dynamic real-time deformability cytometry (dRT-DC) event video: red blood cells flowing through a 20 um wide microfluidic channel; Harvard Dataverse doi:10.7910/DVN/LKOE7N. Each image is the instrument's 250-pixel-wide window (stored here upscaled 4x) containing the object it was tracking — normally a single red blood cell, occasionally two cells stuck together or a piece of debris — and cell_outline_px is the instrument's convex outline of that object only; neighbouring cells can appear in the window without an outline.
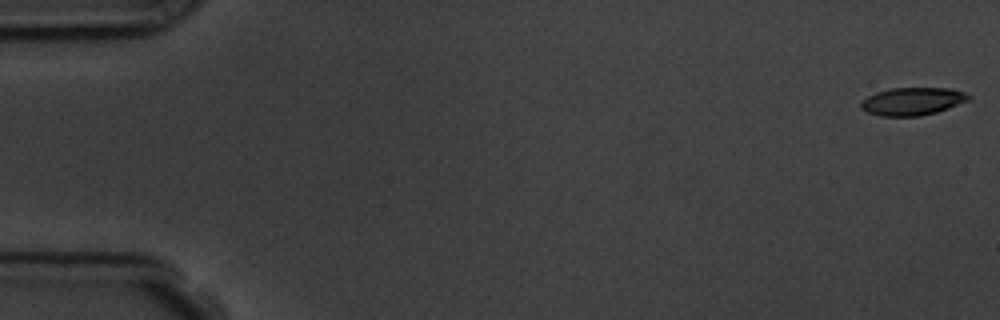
{"species": "common noctule bat (a hibernating species)", "species_latin": "Nyctalus noctula", "temperature_condition": "room temperature", "stored_images_in_passage": 57, "camera_frame_rate_fps": 3000, "um_per_image_px": 0.085, "animal": {"sex": "male", "body_mass_g": 19.5, "forearm_length_mm": 54.6}, "frame": {"image": 1, "passage_image": 1, "time_ms": 0.0, "image_size_px": [1000, 320], "cell_outline_px": [[972, 96], [968, 100], [948, 108], [936, 112], [920, 116], [880, 116], [868, 112], [860, 108], [860, 100], [876, 92], [892, 88], [952, 88], [964, 92]], "centroid_in_image_um": [77.54, 8.61], "position_along_channel_um": 7.5, "area_um2": 17.46}}
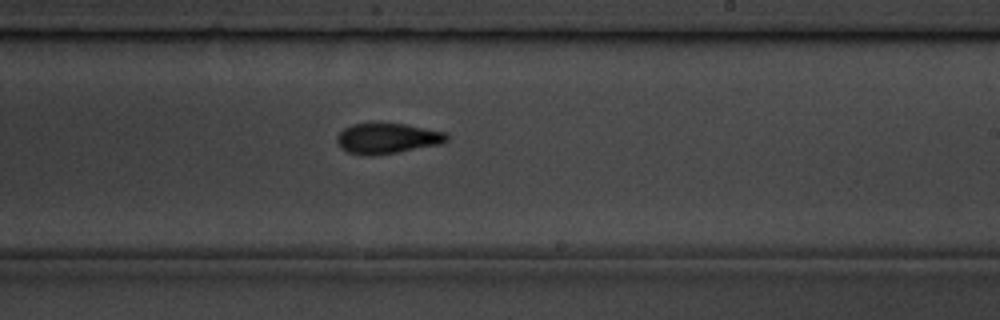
{"frame": {"image": 2, "passage_image": 34, "time_ms": 11.0, "image_size_px": [1000, 320], "cell_outline_px": [[448, 140], [440, 144], [396, 152], [372, 156], [364, 156], [348, 152], [340, 148], [336, 140], [336, 136], [344, 128], [352, 124], [372, 120], [380, 120], [404, 124], [448, 132]], "centroid_in_image_um": [32.87, 11.71], "position_along_channel_um": 256.1, "area_um2": 20.29}}
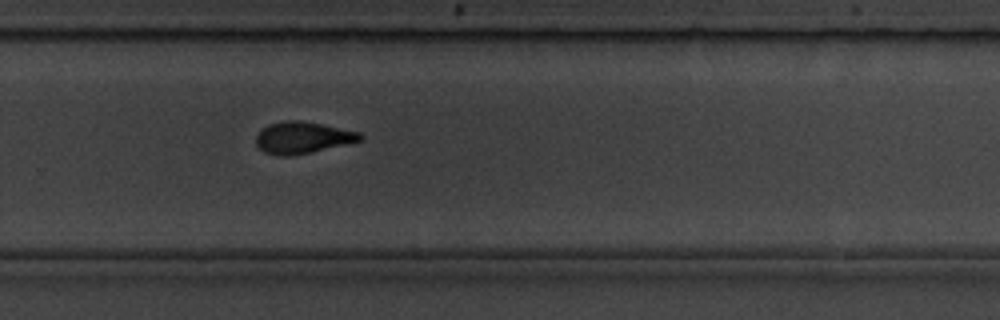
{"frame": {"image": 3, "passage_image": 38, "time_ms": 12.333, "image_size_px": [1000, 320], "cell_outline_px": [[364, 136], [360, 140], [352, 144], [312, 152], [288, 156], [276, 156], [264, 152], [256, 144], [256, 136], [260, 128], [268, 124], [288, 120], [300, 120], [360, 132]], "centroid_in_image_um": [25.72, 11.71], "position_along_channel_um": 304.1, "area_um2": 19.48}, "authors_computed_cell_mechanics": {"area_um2": 19.363, "velocity_mm_per_s": 3.6178, "shape_relaxation_time_tau1_ms": 5.8326, "shape_relaxation_time_tau2_ms": 3.1903, "deformation_change_tau1": 0.1904, "deformation_change_tau2": 0.0972}}